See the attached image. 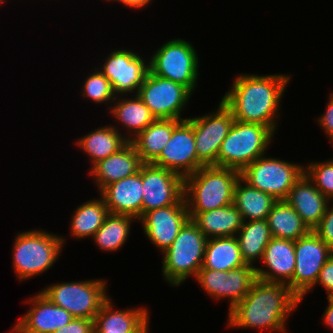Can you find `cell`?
<instances>
[{
    "label": "cell",
    "mask_w": 333,
    "mask_h": 333,
    "mask_svg": "<svg viewBox=\"0 0 333 333\" xmlns=\"http://www.w3.org/2000/svg\"><path fill=\"white\" fill-rule=\"evenodd\" d=\"M321 129L329 136L330 141L333 143V92L329 96L327 107L323 115L317 118Z\"/></svg>",
    "instance_id": "obj_40"
},
{
    "label": "cell",
    "mask_w": 333,
    "mask_h": 333,
    "mask_svg": "<svg viewBox=\"0 0 333 333\" xmlns=\"http://www.w3.org/2000/svg\"><path fill=\"white\" fill-rule=\"evenodd\" d=\"M130 49H115L98 69L110 81L116 96L137 95L149 71L148 62ZM135 91V92H134Z\"/></svg>",
    "instance_id": "obj_14"
},
{
    "label": "cell",
    "mask_w": 333,
    "mask_h": 333,
    "mask_svg": "<svg viewBox=\"0 0 333 333\" xmlns=\"http://www.w3.org/2000/svg\"><path fill=\"white\" fill-rule=\"evenodd\" d=\"M181 122L176 119H156L131 140L143 163H152L170 140L173 129Z\"/></svg>",
    "instance_id": "obj_26"
},
{
    "label": "cell",
    "mask_w": 333,
    "mask_h": 333,
    "mask_svg": "<svg viewBox=\"0 0 333 333\" xmlns=\"http://www.w3.org/2000/svg\"><path fill=\"white\" fill-rule=\"evenodd\" d=\"M246 265L236 236L209 238L201 269L229 271Z\"/></svg>",
    "instance_id": "obj_27"
},
{
    "label": "cell",
    "mask_w": 333,
    "mask_h": 333,
    "mask_svg": "<svg viewBox=\"0 0 333 333\" xmlns=\"http://www.w3.org/2000/svg\"><path fill=\"white\" fill-rule=\"evenodd\" d=\"M26 302L31 306L18 322L31 332L53 333L74 319L65 309L53 304L41 291Z\"/></svg>",
    "instance_id": "obj_22"
},
{
    "label": "cell",
    "mask_w": 333,
    "mask_h": 333,
    "mask_svg": "<svg viewBox=\"0 0 333 333\" xmlns=\"http://www.w3.org/2000/svg\"><path fill=\"white\" fill-rule=\"evenodd\" d=\"M137 95L156 119L181 118L192 93L183 85L147 72Z\"/></svg>",
    "instance_id": "obj_11"
},
{
    "label": "cell",
    "mask_w": 333,
    "mask_h": 333,
    "mask_svg": "<svg viewBox=\"0 0 333 333\" xmlns=\"http://www.w3.org/2000/svg\"><path fill=\"white\" fill-rule=\"evenodd\" d=\"M191 220L208 239L236 236L244 222L234 204L197 213Z\"/></svg>",
    "instance_id": "obj_24"
},
{
    "label": "cell",
    "mask_w": 333,
    "mask_h": 333,
    "mask_svg": "<svg viewBox=\"0 0 333 333\" xmlns=\"http://www.w3.org/2000/svg\"><path fill=\"white\" fill-rule=\"evenodd\" d=\"M272 237L296 241L310 230L285 200L277 201L267 217Z\"/></svg>",
    "instance_id": "obj_30"
},
{
    "label": "cell",
    "mask_w": 333,
    "mask_h": 333,
    "mask_svg": "<svg viewBox=\"0 0 333 333\" xmlns=\"http://www.w3.org/2000/svg\"><path fill=\"white\" fill-rule=\"evenodd\" d=\"M323 322L333 331V297H328V306L323 314Z\"/></svg>",
    "instance_id": "obj_41"
},
{
    "label": "cell",
    "mask_w": 333,
    "mask_h": 333,
    "mask_svg": "<svg viewBox=\"0 0 333 333\" xmlns=\"http://www.w3.org/2000/svg\"><path fill=\"white\" fill-rule=\"evenodd\" d=\"M119 130L116 125L101 126L76 141L77 147L90 158L92 167L113 155L128 142Z\"/></svg>",
    "instance_id": "obj_25"
},
{
    "label": "cell",
    "mask_w": 333,
    "mask_h": 333,
    "mask_svg": "<svg viewBox=\"0 0 333 333\" xmlns=\"http://www.w3.org/2000/svg\"><path fill=\"white\" fill-rule=\"evenodd\" d=\"M240 171L215 165L202 166L184 178V198L190 219L233 204L234 188Z\"/></svg>",
    "instance_id": "obj_3"
},
{
    "label": "cell",
    "mask_w": 333,
    "mask_h": 333,
    "mask_svg": "<svg viewBox=\"0 0 333 333\" xmlns=\"http://www.w3.org/2000/svg\"><path fill=\"white\" fill-rule=\"evenodd\" d=\"M317 284L323 285L327 292V297H333V255L322 267Z\"/></svg>",
    "instance_id": "obj_39"
},
{
    "label": "cell",
    "mask_w": 333,
    "mask_h": 333,
    "mask_svg": "<svg viewBox=\"0 0 333 333\" xmlns=\"http://www.w3.org/2000/svg\"><path fill=\"white\" fill-rule=\"evenodd\" d=\"M110 297L94 319V333H149V311L145 307L116 310Z\"/></svg>",
    "instance_id": "obj_17"
},
{
    "label": "cell",
    "mask_w": 333,
    "mask_h": 333,
    "mask_svg": "<svg viewBox=\"0 0 333 333\" xmlns=\"http://www.w3.org/2000/svg\"><path fill=\"white\" fill-rule=\"evenodd\" d=\"M285 201L300 215L309 230L318 226L329 203L305 173L296 181Z\"/></svg>",
    "instance_id": "obj_21"
},
{
    "label": "cell",
    "mask_w": 333,
    "mask_h": 333,
    "mask_svg": "<svg viewBox=\"0 0 333 333\" xmlns=\"http://www.w3.org/2000/svg\"><path fill=\"white\" fill-rule=\"evenodd\" d=\"M90 75L84 81L82 96L95 102L96 104H111L116 95L112 89L110 81L95 67Z\"/></svg>",
    "instance_id": "obj_34"
},
{
    "label": "cell",
    "mask_w": 333,
    "mask_h": 333,
    "mask_svg": "<svg viewBox=\"0 0 333 333\" xmlns=\"http://www.w3.org/2000/svg\"><path fill=\"white\" fill-rule=\"evenodd\" d=\"M104 279L55 283L41 292L55 305L74 318L94 320L102 304L109 298Z\"/></svg>",
    "instance_id": "obj_8"
},
{
    "label": "cell",
    "mask_w": 333,
    "mask_h": 333,
    "mask_svg": "<svg viewBox=\"0 0 333 333\" xmlns=\"http://www.w3.org/2000/svg\"><path fill=\"white\" fill-rule=\"evenodd\" d=\"M189 219L187 204H174L145 212L138 222L150 242L163 253Z\"/></svg>",
    "instance_id": "obj_16"
},
{
    "label": "cell",
    "mask_w": 333,
    "mask_h": 333,
    "mask_svg": "<svg viewBox=\"0 0 333 333\" xmlns=\"http://www.w3.org/2000/svg\"><path fill=\"white\" fill-rule=\"evenodd\" d=\"M53 333H94V320L86 318H74Z\"/></svg>",
    "instance_id": "obj_38"
},
{
    "label": "cell",
    "mask_w": 333,
    "mask_h": 333,
    "mask_svg": "<svg viewBox=\"0 0 333 333\" xmlns=\"http://www.w3.org/2000/svg\"><path fill=\"white\" fill-rule=\"evenodd\" d=\"M291 78L292 75L283 73L238 74L233 79L231 90L220 100L235 120L262 124L276 133L280 102Z\"/></svg>",
    "instance_id": "obj_1"
},
{
    "label": "cell",
    "mask_w": 333,
    "mask_h": 333,
    "mask_svg": "<svg viewBox=\"0 0 333 333\" xmlns=\"http://www.w3.org/2000/svg\"><path fill=\"white\" fill-rule=\"evenodd\" d=\"M302 302L287 284L257 279L248 294L228 310V326L287 332L290 314Z\"/></svg>",
    "instance_id": "obj_2"
},
{
    "label": "cell",
    "mask_w": 333,
    "mask_h": 333,
    "mask_svg": "<svg viewBox=\"0 0 333 333\" xmlns=\"http://www.w3.org/2000/svg\"><path fill=\"white\" fill-rule=\"evenodd\" d=\"M261 261L267 270L257 266L255 268L257 279L270 283L288 284L296 265L295 241L272 237Z\"/></svg>",
    "instance_id": "obj_18"
},
{
    "label": "cell",
    "mask_w": 333,
    "mask_h": 333,
    "mask_svg": "<svg viewBox=\"0 0 333 333\" xmlns=\"http://www.w3.org/2000/svg\"><path fill=\"white\" fill-rule=\"evenodd\" d=\"M10 333H35L27 330L24 326H22L19 322L15 323V326L12 327Z\"/></svg>",
    "instance_id": "obj_43"
},
{
    "label": "cell",
    "mask_w": 333,
    "mask_h": 333,
    "mask_svg": "<svg viewBox=\"0 0 333 333\" xmlns=\"http://www.w3.org/2000/svg\"><path fill=\"white\" fill-rule=\"evenodd\" d=\"M142 192V215L157 208L186 204L184 178L152 163L142 164Z\"/></svg>",
    "instance_id": "obj_13"
},
{
    "label": "cell",
    "mask_w": 333,
    "mask_h": 333,
    "mask_svg": "<svg viewBox=\"0 0 333 333\" xmlns=\"http://www.w3.org/2000/svg\"><path fill=\"white\" fill-rule=\"evenodd\" d=\"M66 239L44 229L18 232L13 243V268L19 281L47 272L56 263Z\"/></svg>",
    "instance_id": "obj_4"
},
{
    "label": "cell",
    "mask_w": 333,
    "mask_h": 333,
    "mask_svg": "<svg viewBox=\"0 0 333 333\" xmlns=\"http://www.w3.org/2000/svg\"><path fill=\"white\" fill-rule=\"evenodd\" d=\"M330 203L329 200L322 220L313 231L333 250V205Z\"/></svg>",
    "instance_id": "obj_37"
},
{
    "label": "cell",
    "mask_w": 333,
    "mask_h": 333,
    "mask_svg": "<svg viewBox=\"0 0 333 333\" xmlns=\"http://www.w3.org/2000/svg\"><path fill=\"white\" fill-rule=\"evenodd\" d=\"M3 2H5V0H0V5H2V4H3Z\"/></svg>",
    "instance_id": "obj_44"
},
{
    "label": "cell",
    "mask_w": 333,
    "mask_h": 333,
    "mask_svg": "<svg viewBox=\"0 0 333 333\" xmlns=\"http://www.w3.org/2000/svg\"><path fill=\"white\" fill-rule=\"evenodd\" d=\"M108 215L109 210L101 196L82 203L76 207L71 217V235L75 239L93 237Z\"/></svg>",
    "instance_id": "obj_31"
},
{
    "label": "cell",
    "mask_w": 333,
    "mask_h": 333,
    "mask_svg": "<svg viewBox=\"0 0 333 333\" xmlns=\"http://www.w3.org/2000/svg\"><path fill=\"white\" fill-rule=\"evenodd\" d=\"M303 174V164L264 155L246 166L240 172V177L250 186L279 201L287 198L289 191Z\"/></svg>",
    "instance_id": "obj_9"
},
{
    "label": "cell",
    "mask_w": 333,
    "mask_h": 333,
    "mask_svg": "<svg viewBox=\"0 0 333 333\" xmlns=\"http://www.w3.org/2000/svg\"><path fill=\"white\" fill-rule=\"evenodd\" d=\"M255 268L256 265L246 264L228 271V278H225L224 284V298L229 300V310L248 294L252 284L257 280Z\"/></svg>",
    "instance_id": "obj_33"
},
{
    "label": "cell",
    "mask_w": 333,
    "mask_h": 333,
    "mask_svg": "<svg viewBox=\"0 0 333 333\" xmlns=\"http://www.w3.org/2000/svg\"><path fill=\"white\" fill-rule=\"evenodd\" d=\"M199 58L194 46L184 39H172L151 55L149 72L185 86L192 94L197 87Z\"/></svg>",
    "instance_id": "obj_7"
},
{
    "label": "cell",
    "mask_w": 333,
    "mask_h": 333,
    "mask_svg": "<svg viewBox=\"0 0 333 333\" xmlns=\"http://www.w3.org/2000/svg\"><path fill=\"white\" fill-rule=\"evenodd\" d=\"M152 164L173 171L183 178L205 166L197 157L194 127L188 120L181 121L170 140Z\"/></svg>",
    "instance_id": "obj_15"
},
{
    "label": "cell",
    "mask_w": 333,
    "mask_h": 333,
    "mask_svg": "<svg viewBox=\"0 0 333 333\" xmlns=\"http://www.w3.org/2000/svg\"><path fill=\"white\" fill-rule=\"evenodd\" d=\"M135 217L130 215L110 214L92 237L102 251L116 252L127 241Z\"/></svg>",
    "instance_id": "obj_32"
},
{
    "label": "cell",
    "mask_w": 333,
    "mask_h": 333,
    "mask_svg": "<svg viewBox=\"0 0 333 333\" xmlns=\"http://www.w3.org/2000/svg\"><path fill=\"white\" fill-rule=\"evenodd\" d=\"M225 278H228V271L200 269L195 280L201 288L216 300L224 299Z\"/></svg>",
    "instance_id": "obj_36"
},
{
    "label": "cell",
    "mask_w": 333,
    "mask_h": 333,
    "mask_svg": "<svg viewBox=\"0 0 333 333\" xmlns=\"http://www.w3.org/2000/svg\"><path fill=\"white\" fill-rule=\"evenodd\" d=\"M134 96L133 98L127 96L125 98L124 95L123 97L122 95L121 97L116 96L114 106H108L114 119L127 129L125 138L128 141H131L156 120L139 96Z\"/></svg>",
    "instance_id": "obj_23"
},
{
    "label": "cell",
    "mask_w": 333,
    "mask_h": 333,
    "mask_svg": "<svg viewBox=\"0 0 333 333\" xmlns=\"http://www.w3.org/2000/svg\"><path fill=\"white\" fill-rule=\"evenodd\" d=\"M307 164L304 173L328 200L333 201V158Z\"/></svg>",
    "instance_id": "obj_35"
},
{
    "label": "cell",
    "mask_w": 333,
    "mask_h": 333,
    "mask_svg": "<svg viewBox=\"0 0 333 333\" xmlns=\"http://www.w3.org/2000/svg\"><path fill=\"white\" fill-rule=\"evenodd\" d=\"M142 164L135 146L131 141H128L113 155L91 167L89 174L93 176L97 188L101 191L111 183L136 174Z\"/></svg>",
    "instance_id": "obj_20"
},
{
    "label": "cell",
    "mask_w": 333,
    "mask_h": 333,
    "mask_svg": "<svg viewBox=\"0 0 333 333\" xmlns=\"http://www.w3.org/2000/svg\"><path fill=\"white\" fill-rule=\"evenodd\" d=\"M100 192L110 214L142 216V165L136 174L105 186Z\"/></svg>",
    "instance_id": "obj_19"
},
{
    "label": "cell",
    "mask_w": 333,
    "mask_h": 333,
    "mask_svg": "<svg viewBox=\"0 0 333 333\" xmlns=\"http://www.w3.org/2000/svg\"><path fill=\"white\" fill-rule=\"evenodd\" d=\"M274 134L265 125L235 120L220 146L218 166L241 172L257 158L264 156Z\"/></svg>",
    "instance_id": "obj_6"
},
{
    "label": "cell",
    "mask_w": 333,
    "mask_h": 333,
    "mask_svg": "<svg viewBox=\"0 0 333 333\" xmlns=\"http://www.w3.org/2000/svg\"><path fill=\"white\" fill-rule=\"evenodd\" d=\"M218 104L213 113L187 118L194 127L197 157L205 166H218L220 146L235 121L231 111L221 101Z\"/></svg>",
    "instance_id": "obj_12"
},
{
    "label": "cell",
    "mask_w": 333,
    "mask_h": 333,
    "mask_svg": "<svg viewBox=\"0 0 333 333\" xmlns=\"http://www.w3.org/2000/svg\"><path fill=\"white\" fill-rule=\"evenodd\" d=\"M236 238L243 260L246 264L254 266L256 259L261 261L264 250L272 238L267 219L244 221Z\"/></svg>",
    "instance_id": "obj_29"
},
{
    "label": "cell",
    "mask_w": 333,
    "mask_h": 333,
    "mask_svg": "<svg viewBox=\"0 0 333 333\" xmlns=\"http://www.w3.org/2000/svg\"><path fill=\"white\" fill-rule=\"evenodd\" d=\"M208 238L189 219L162 256V276L170 286H180L189 276L195 279L202 268Z\"/></svg>",
    "instance_id": "obj_5"
},
{
    "label": "cell",
    "mask_w": 333,
    "mask_h": 333,
    "mask_svg": "<svg viewBox=\"0 0 333 333\" xmlns=\"http://www.w3.org/2000/svg\"><path fill=\"white\" fill-rule=\"evenodd\" d=\"M332 255L333 250L313 230L295 241L296 265L287 285L300 300L314 289L322 267Z\"/></svg>",
    "instance_id": "obj_10"
},
{
    "label": "cell",
    "mask_w": 333,
    "mask_h": 333,
    "mask_svg": "<svg viewBox=\"0 0 333 333\" xmlns=\"http://www.w3.org/2000/svg\"><path fill=\"white\" fill-rule=\"evenodd\" d=\"M108 1V0H107ZM120 2L122 5L126 6L127 8L133 9H141L151 4L152 0H111ZM110 2V0L108 1Z\"/></svg>",
    "instance_id": "obj_42"
},
{
    "label": "cell",
    "mask_w": 333,
    "mask_h": 333,
    "mask_svg": "<svg viewBox=\"0 0 333 333\" xmlns=\"http://www.w3.org/2000/svg\"><path fill=\"white\" fill-rule=\"evenodd\" d=\"M277 200L246 183L241 177L234 188L233 204L241 213L243 221L267 219Z\"/></svg>",
    "instance_id": "obj_28"
}]
</instances>
